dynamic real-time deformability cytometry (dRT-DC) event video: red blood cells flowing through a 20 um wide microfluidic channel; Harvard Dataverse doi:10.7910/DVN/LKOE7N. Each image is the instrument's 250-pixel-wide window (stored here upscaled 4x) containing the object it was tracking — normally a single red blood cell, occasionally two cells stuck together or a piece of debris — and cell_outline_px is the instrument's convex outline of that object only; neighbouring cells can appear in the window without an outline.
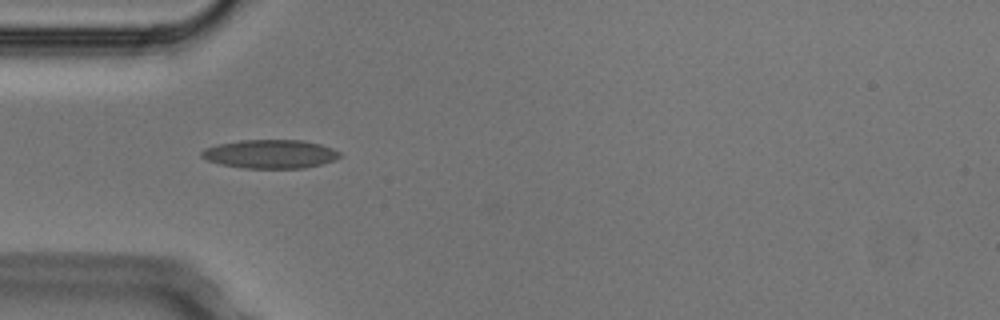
{"species": "Egyptian fruit bat (a non-hibernating species)", "species_latin": "Rousettus aegyptiacus", "temperature_condition": "cold", "stored_images_in_passage": 2, "camera_frame_rate_fps": 3000, "um_per_image_px": 0.085, "animal": {"sex": "male"}, "frame": {"image": 1, "passage_image": 1, "time_ms": 0.0, "image_size_px": [1000, 320], "cell_outline_px": [[340, 156], [336, 160], [304, 168], [244, 168], [220, 164], [208, 160], [200, 156], [200, 152], [204, 148], [220, 144], [240, 140], [300, 140], [320, 144], [332, 148], [340, 152]], "centroid_in_image_um": [22.97, 13.09], "position_along_channel_um": 62.0, "area_um2": 23.0}}
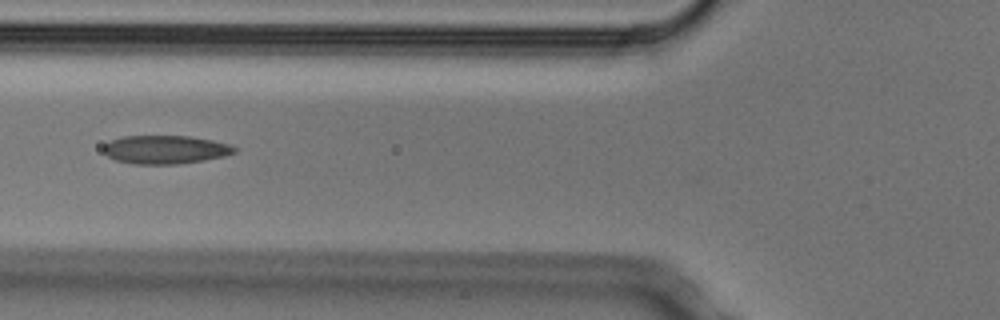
{"frame": {"image": 2, "passage_image": 2, "time_ms": 0.333, "image_size_px": [1000, 320], "cell_outline_px": [[236, 152], [224, 156], [204, 160], [176, 164], [132, 164], [116, 160], [108, 156], [104, 152], [104, 144], [112, 140], [124, 136], [188, 136], [212, 140], [228, 144], [236, 148]], "centroid_in_image_um": [14.04, 12.72], "position_along_channel_um": 111.8, "area_um2": 21.56}}